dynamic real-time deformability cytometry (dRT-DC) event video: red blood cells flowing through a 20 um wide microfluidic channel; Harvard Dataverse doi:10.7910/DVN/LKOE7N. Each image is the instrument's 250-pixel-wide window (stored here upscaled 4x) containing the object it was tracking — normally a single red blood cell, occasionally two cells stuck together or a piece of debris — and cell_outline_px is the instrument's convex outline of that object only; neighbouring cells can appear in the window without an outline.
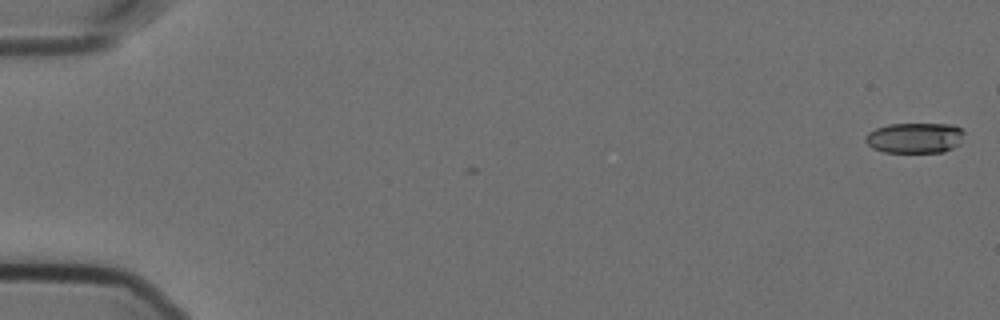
{"species": "Egyptian fruit bat (a non-hibernating species)", "species_latin": "Rousettus aegyptiacus", "temperature_condition": "cold", "stored_images_in_passage": 2, "camera_frame_rate_fps": 3000, "um_per_image_px": 0.085, "animal": {"sex": "female"}, "frame": {"image": 1, "passage_image": 2, "time_ms": 0.333, "image_size_px": [1000, 320], "cell_outline_px": [[964, 132], [960, 144], [944, 152], [884, 152], [872, 148], [864, 140], [864, 136], [868, 132], [876, 128], [888, 124], [956, 124]], "centroid_in_image_um": [77.75, 11.71], "position_along_channel_um": 7.2, "area_um2": 17.69}}